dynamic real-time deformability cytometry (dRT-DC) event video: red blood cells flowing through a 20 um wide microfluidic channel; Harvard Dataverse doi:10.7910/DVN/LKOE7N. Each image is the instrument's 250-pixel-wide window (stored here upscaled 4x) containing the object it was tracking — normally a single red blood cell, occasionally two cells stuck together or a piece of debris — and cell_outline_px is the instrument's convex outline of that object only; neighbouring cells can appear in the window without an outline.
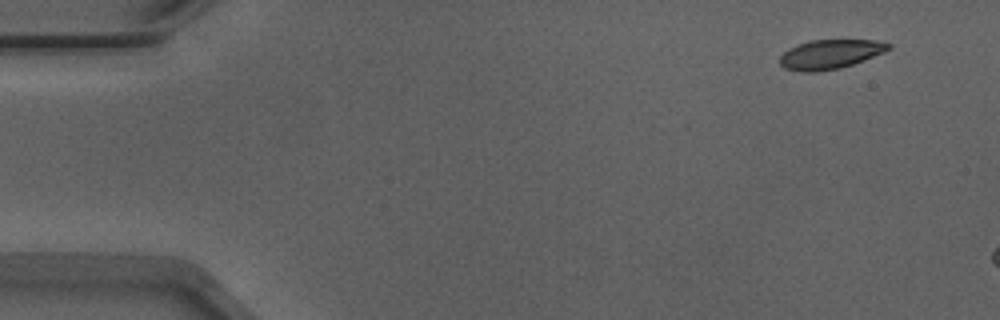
{"species": "Egyptian fruit bat (a non-hibernating species)", "species_latin": "Rousettus aegyptiacus", "temperature_condition": "warm", "stored_images_in_passage": 7, "camera_frame_rate_fps": 3000, "um_per_image_px": 0.085, "animal": {"sex": "male"}, "frame": {"image": 1, "passage_image": 1, "time_ms": 0.0, "image_size_px": [1000, 320], "cell_outline_px": [[892, 48], [884, 52], [864, 60], [840, 68], [816, 72], [800, 72], [784, 68], [780, 64], [780, 56], [788, 48], [808, 40], [884, 40], [892, 44]], "centroid_in_image_um": [70.58, 4.6], "position_along_channel_um": 14.4, "area_um2": 18.79}}